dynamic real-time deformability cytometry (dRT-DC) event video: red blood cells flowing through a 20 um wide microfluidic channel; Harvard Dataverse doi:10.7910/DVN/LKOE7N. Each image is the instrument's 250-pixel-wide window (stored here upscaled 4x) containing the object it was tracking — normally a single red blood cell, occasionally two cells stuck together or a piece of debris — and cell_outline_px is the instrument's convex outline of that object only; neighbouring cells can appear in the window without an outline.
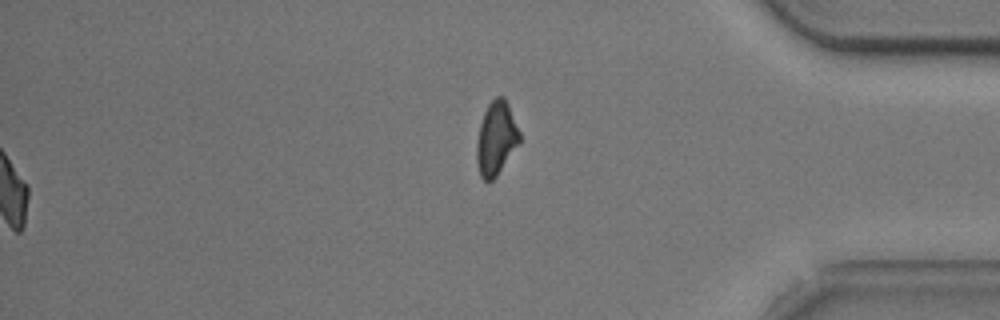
{"species": "common noctule bat (a hibernating species)", "species_latin": "Nyctalus noctula", "temperature_condition": "cold", "stored_images_in_passage": 55, "segment_of_instrument_passage": [2, 2], "camera_frame_rate_fps": 3000, "um_per_image_px": 0.085, "animal": {"sex": "male", "body_mass_g": 20.5, "forearm_length_mm": 52.5}, "frame": {"image": 1, "passage_image": 55, "time_ms": 18.0, "image_size_px": [1000, 320], "cell_outline_px": [[520, 144], [496, 176], [488, 184], [480, 176], [476, 160], [476, 144], [480, 124], [484, 112], [488, 104], [496, 96], [504, 96], [508, 104], [520, 132]], "centroid_in_image_um": [42.17, 11.78], "position_along_channel_um": 393.0, "area_um2": 18.55}}